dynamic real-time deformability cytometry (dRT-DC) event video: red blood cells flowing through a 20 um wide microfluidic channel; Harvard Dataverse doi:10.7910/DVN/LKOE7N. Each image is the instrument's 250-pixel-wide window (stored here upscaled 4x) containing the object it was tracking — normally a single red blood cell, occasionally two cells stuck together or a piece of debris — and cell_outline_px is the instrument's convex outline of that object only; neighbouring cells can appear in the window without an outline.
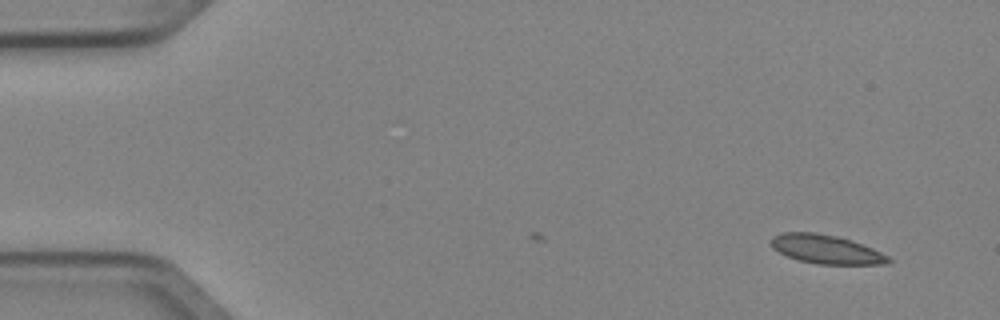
{"species": "Egyptian fruit bat (a non-hibernating species)", "species_latin": "Rousettus aegyptiacus", "temperature_condition": "cold", "stored_images_in_passage": 2, "camera_frame_rate_fps": 3000, "um_per_image_px": 0.085, "animal": {"sex": "female"}, "frame": {"image": 1, "passage_image": 2, "time_ms": 0.333, "image_size_px": [1000, 320], "cell_outline_px": [[892, 260], [888, 264], [816, 264], [800, 260], [788, 256], [772, 248], [772, 236], [784, 232], [816, 232], [836, 236], [852, 240], [872, 248], [888, 256]], "centroid_in_image_um": [70.23, 21.18], "position_along_channel_um": 14.8, "area_um2": 19.59}}